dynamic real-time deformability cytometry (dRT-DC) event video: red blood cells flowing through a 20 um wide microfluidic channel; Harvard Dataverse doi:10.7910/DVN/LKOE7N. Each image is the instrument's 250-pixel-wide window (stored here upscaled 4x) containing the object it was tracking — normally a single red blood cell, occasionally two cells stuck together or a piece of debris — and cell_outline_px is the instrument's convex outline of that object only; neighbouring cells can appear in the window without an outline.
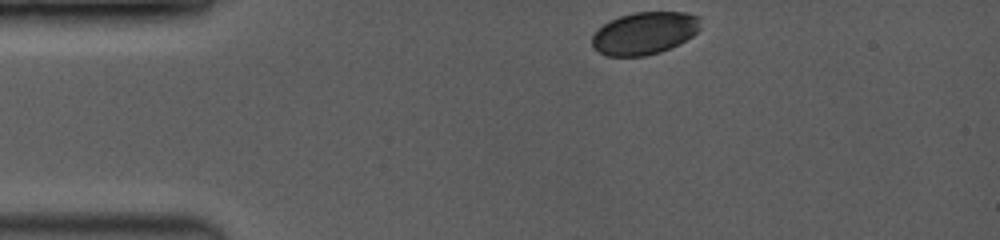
{"species": "common noctule bat (a hibernating species)", "species_latin": "Nyctalus noctula", "temperature_condition": "room temperature", "stored_images_in_passage": 12, "camera_frame_rate_fps": 3500, "um_per_image_px": 0.085, "animal": {"sex": "female", "body_mass_g": 19.0, "forearm_length_mm": 53.3}, "frame": {"image": 1, "passage_image": 1, "time_ms": 0.0, "image_size_px": [1000, 240], "cell_outline_px": [[700, 28], [692, 36], [660, 52], [644, 56], [608, 56], [592, 48], [592, 36], [604, 24], [620, 16], [636, 12], [684, 12], [700, 16]], "centroid_in_image_um": [54.78, 2.81], "position_along_channel_um": 30.2, "area_um2": 26.53}}
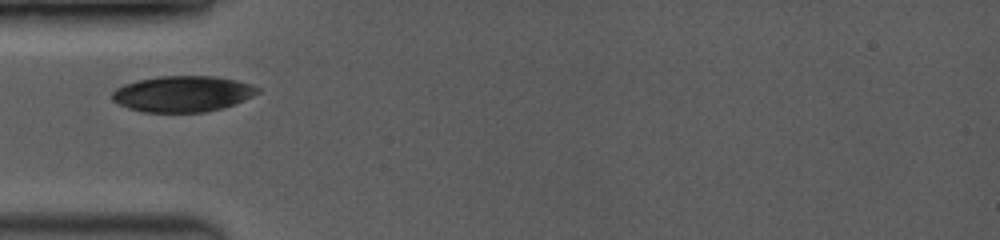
{"frame": {"image": 2, "passage_image": 7, "time_ms": 2.286, "image_size_px": [1000, 240], "cell_outline_px": [[260, 92], [244, 100], [224, 108], [204, 112], [144, 112], [128, 108], [112, 100], [112, 92], [116, 88], [124, 84], [140, 80], [160, 76], [216, 76], [236, 80], [252, 84], [260, 88]], "centroid_in_image_um": [15.55, 7.97], "position_along_channel_um": 69.4, "area_um2": 30.52}}
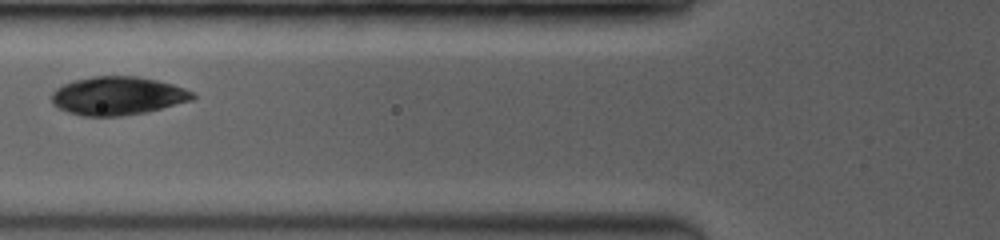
{"frame": {"image": 3, "passage_image": 10, "time_ms": 3.429, "image_size_px": [1000, 240], "cell_outline_px": [[196, 96], [192, 100], [144, 112], [120, 116], [84, 116], [68, 112], [52, 104], [52, 92], [56, 88], [72, 80], [92, 76], [136, 76], [156, 80], [172, 84], [184, 88], [192, 92]], "centroid_in_image_um": [9.97, 8.13], "position_along_channel_um": 115.8, "area_um2": 31.33}}